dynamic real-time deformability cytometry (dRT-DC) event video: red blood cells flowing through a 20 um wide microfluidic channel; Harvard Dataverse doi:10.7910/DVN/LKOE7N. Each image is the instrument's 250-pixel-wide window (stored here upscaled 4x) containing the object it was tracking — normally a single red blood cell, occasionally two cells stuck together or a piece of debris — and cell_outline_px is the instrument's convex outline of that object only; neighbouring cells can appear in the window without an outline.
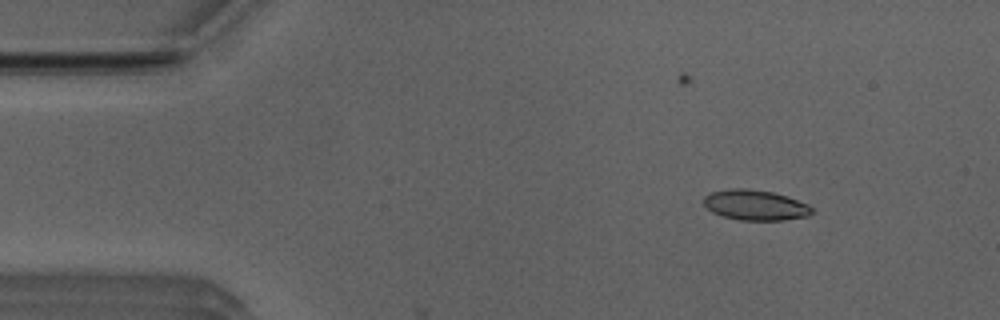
{"species": "Egyptian fruit bat (a non-hibernating species)", "species_latin": "Rousettus aegyptiacus", "temperature_condition": "room temperature", "stored_images_in_passage": 8, "camera_frame_rate_fps": 3000, "um_per_image_px": 0.085, "animal": {"sex": "male"}, "frame": {"image": 1, "passage_image": 6, "time_ms": 1.667, "image_size_px": [1000, 320], "cell_outline_px": [[812, 212], [808, 216], [784, 220], [740, 220], [724, 216], [712, 212], [704, 204], [704, 196], [712, 192], [732, 188], [744, 188], [772, 192], [788, 196], [808, 204], [812, 208]], "centroid_in_image_um": [64.21, 17.43], "position_along_channel_um": 20.8, "area_um2": 19.02}}